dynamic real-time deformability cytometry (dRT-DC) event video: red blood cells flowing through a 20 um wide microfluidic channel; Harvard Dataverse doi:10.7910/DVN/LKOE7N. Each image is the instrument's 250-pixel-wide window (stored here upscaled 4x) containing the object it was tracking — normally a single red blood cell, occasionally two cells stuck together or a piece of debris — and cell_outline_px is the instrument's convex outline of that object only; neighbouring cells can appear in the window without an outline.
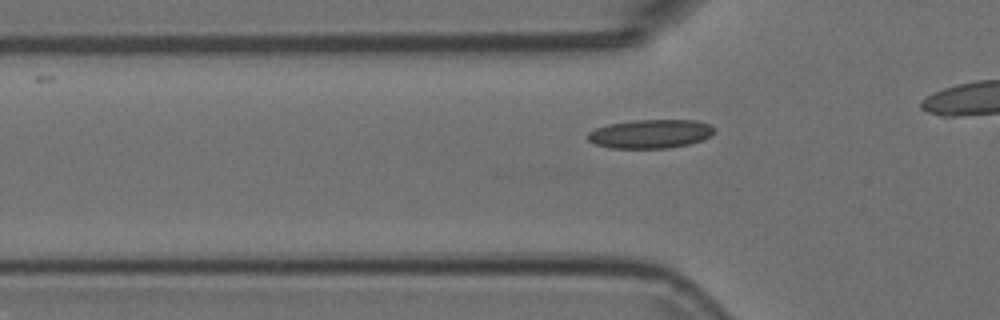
{"species": "Egyptian fruit bat (a non-hibernating species)", "species_latin": "Rousettus aegyptiacus", "temperature_condition": "room temperature", "stored_images_in_passage": 39, "camera_frame_rate_fps": 3000, "um_per_image_px": 0.085, "animal": {"sex": "female"}, "frame": {"image": 1, "passage_image": 13, "time_ms": 4.0, "image_size_px": [1000, 320], "cell_outline_px": [[716, 132], [712, 136], [704, 140], [688, 144], [668, 148], [612, 148], [596, 144], [588, 140], [588, 132], [596, 128], [608, 124], [636, 120], [696, 120], [708, 124], [716, 128]], "centroid_in_image_um": [55.34, 11.37], "position_along_channel_um": 70.5, "area_um2": 21.33}}
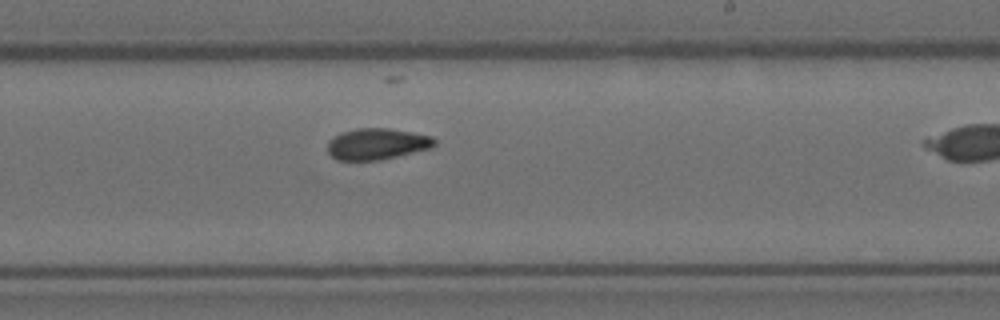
{"frame": {"image": 2, "passage_image": 28, "time_ms": 9.0, "image_size_px": [1000, 320], "cell_outline_px": [[436, 144], [432, 148], [380, 160], [336, 160], [328, 152], [328, 140], [340, 132], [356, 128], [388, 128], [412, 132], [432, 136], [436, 140]], "centroid_in_image_um": [32.04, 12.23], "position_along_channel_um": 257.0, "area_um2": 19.65}}
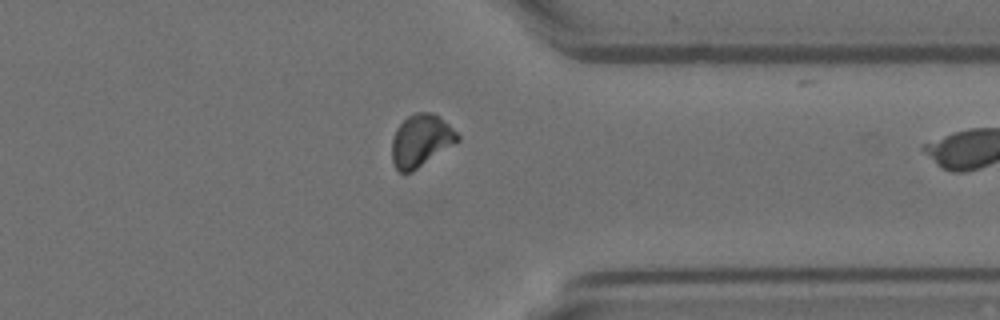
{"frame": {"image": 3, "passage_image": 38, "time_ms": 12.333, "image_size_px": [1000, 320], "cell_outline_px": [[460, 140], [412, 172], [400, 172], [392, 164], [392, 140], [396, 128], [408, 116], [416, 112], [432, 112], [448, 124], [460, 136]], "centroid_in_image_um": [35.76, 11.95], "position_along_channel_um": 375.6, "area_um2": 19.83}}